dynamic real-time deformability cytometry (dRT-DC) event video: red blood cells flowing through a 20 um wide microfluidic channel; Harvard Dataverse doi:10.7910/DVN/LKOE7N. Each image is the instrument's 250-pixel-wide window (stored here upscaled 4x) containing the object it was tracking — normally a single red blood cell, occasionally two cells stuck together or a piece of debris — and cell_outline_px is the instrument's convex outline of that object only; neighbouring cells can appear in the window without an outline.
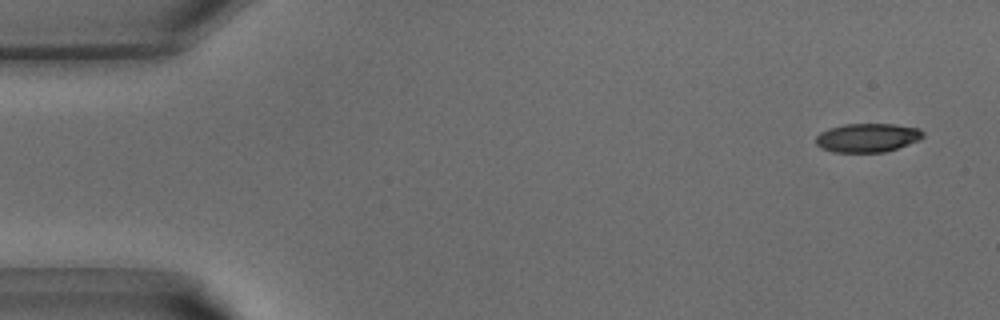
{"species": "common noctule bat (a hibernating species)", "species_latin": "Nyctalus noctula", "temperature_condition": "warm", "stored_images_in_passage": 37, "camera_frame_rate_fps": 3000, "um_per_image_px": 0.085, "animal": {"sex": "male", "body_mass_g": 15.6}, "frame": {"image": 1, "passage_image": 1, "time_ms": 0.0, "image_size_px": [1000, 320], "cell_outline_px": [[924, 136], [920, 140], [884, 152], [832, 152], [820, 148], [816, 144], [816, 136], [820, 132], [828, 128], [844, 124], [892, 124], [920, 128], [924, 132]], "centroid_in_image_um": [73.72, 11.7], "position_along_channel_um": 11.3, "area_um2": 18.09}}
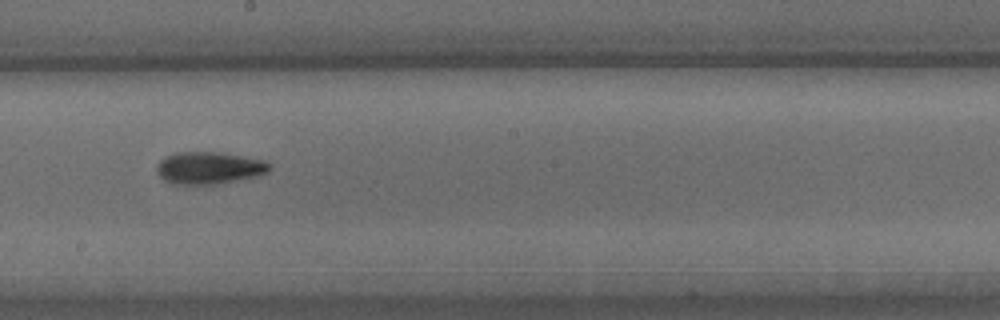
{"frame": {"image": 2, "passage_image": 21, "time_ms": 6.667, "image_size_px": [1000, 320], "cell_outline_px": [[272, 168], [268, 172], [260, 176], [220, 184], [172, 184], [164, 180], [156, 172], [156, 164], [164, 156], [176, 152], [220, 152], [244, 156], [264, 160], [272, 164]], "centroid_in_image_um": [17.8, 14.27], "position_along_channel_um": 230.4, "area_um2": 21.68}}
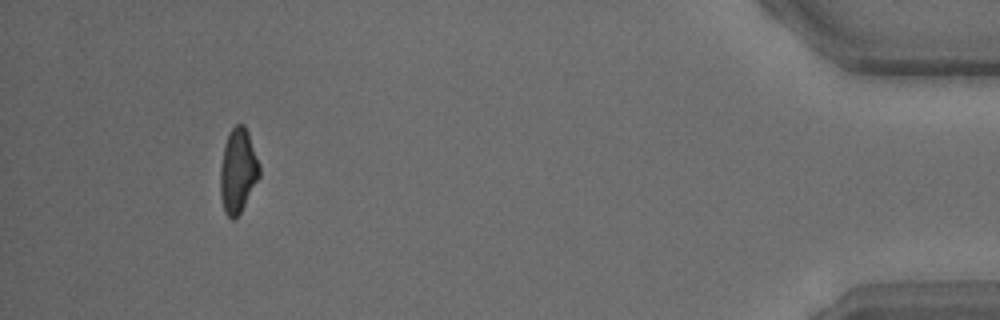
{"frame": {"image": 3, "passage_image": 36, "time_ms": 11.667, "image_size_px": [1000, 320], "cell_outline_px": [[260, 176], [240, 212], [232, 220], [224, 212], [220, 196], [220, 164], [224, 144], [228, 132], [236, 124], [244, 124], [248, 132], [260, 164]], "centroid_in_image_um": [20.21, 14.48], "position_along_channel_um": 415.0, "area_um2": 19.36}}